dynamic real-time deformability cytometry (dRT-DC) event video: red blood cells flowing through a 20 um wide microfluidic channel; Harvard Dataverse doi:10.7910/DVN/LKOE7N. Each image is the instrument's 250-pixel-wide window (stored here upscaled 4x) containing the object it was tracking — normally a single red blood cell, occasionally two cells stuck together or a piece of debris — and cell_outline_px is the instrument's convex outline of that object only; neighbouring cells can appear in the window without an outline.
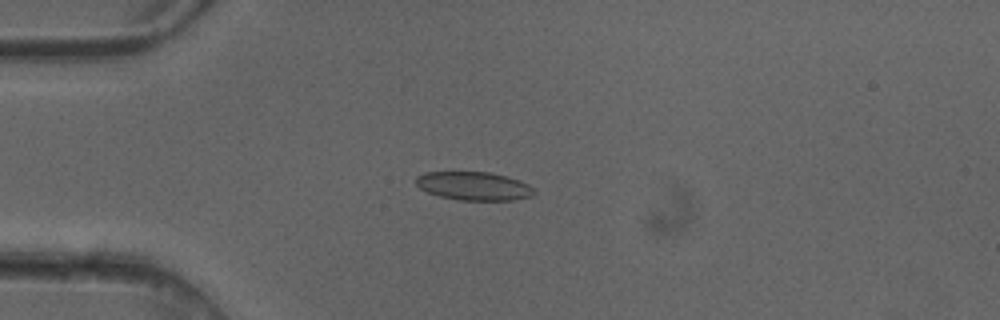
{"species": "common noctule bat (a hibernating species)", "species_latin": "Nyctalus noctula", "temperature_condition": "cold", "stored_images_in_passage": 6, "camera_frame_rate_fps": 3000, "um_per_image_px": 0.085, "animal": {"sex": "female"}, "frame": {"image": 1, "passage_image": 4, "time_ms": 1.0, "image_size_px": [1000, 320], "cell_outline_px": [[536, 192], [532, 196], [512, 200], [460, 200], [440, 196], [428, 192], [420, 188], [416, 184], [416, 176], [424, 172], [488, 172], [504, 176], [528, 184]], "centroid_in_image_um": [40.25, 15.81], "position_along_channel_um": 44.8, "area_um2": 19.36}}
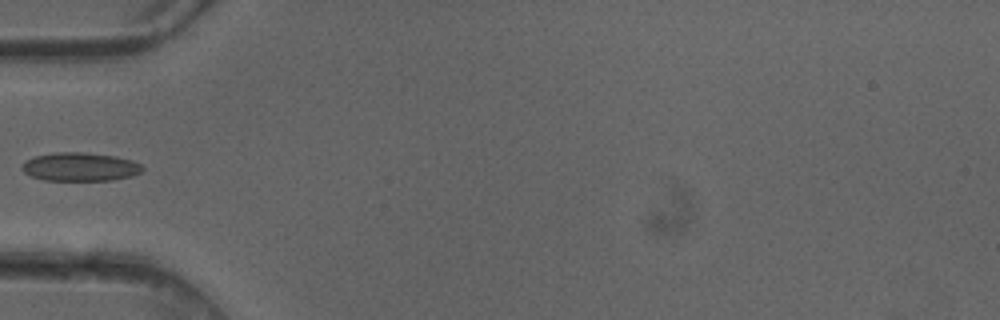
{"frame": {"image": 2, "passage_image": 5, "time_ms": 1.333, "image_size_px": [1000, 320], "cell_outline_px": [[144, 168], [140, 172], [132, 176], [112, 180], [44, 180], [28, 176], [24, 172], [24, 160], [36, 156], [56, 152], [84, 152], [116, 156], [132, 160], [140, 164]], "centroid_in_image_um": [6.81, 14.18], "position_along_channel_um": 78.2, "area_um2": 20.0}}
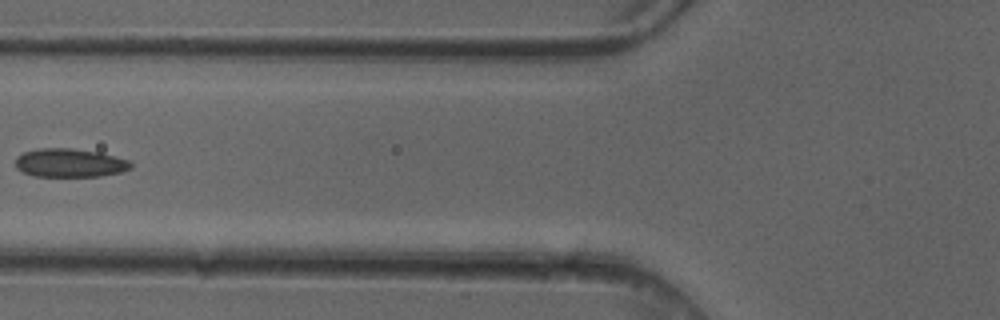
{"frame": {"image": 3, "passage_image": 6, "time_ms": 1.667, "image_size_px": [1000, 320], "cell_outline_px": [[132, 168], [120, 172], [100, 176], [32, 176], [16, 168], [16, 156], [24, 152], [36, 148], [72, 148], [100, 152], [128, 160], [132, 164]], "centroid_in_image_um": [5.91, 13.84], "position_along_channel_um": 119.9, "area_um2": 19.25}}